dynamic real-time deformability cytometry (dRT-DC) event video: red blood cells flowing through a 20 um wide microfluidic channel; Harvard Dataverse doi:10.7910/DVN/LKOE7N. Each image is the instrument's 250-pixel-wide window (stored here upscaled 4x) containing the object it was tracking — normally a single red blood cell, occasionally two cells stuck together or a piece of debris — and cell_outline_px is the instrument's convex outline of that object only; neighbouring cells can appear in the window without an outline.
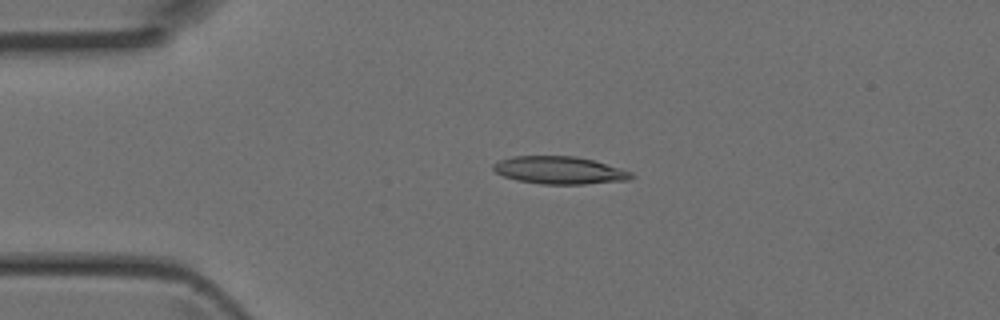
{"species": "Egyptian fruit bat (a non-hibernating species)", "species_latin": "Rousettus aegyptiacus", "temperature_condition": "room temperature", "stored_images_in_passage": 3, "camera_frame_rate_fps": 3000, "um_per_image_px": 0.085, "animal": {"sex": "female"}, "frame": {"image": 1, "passage_image": 2, "time_ms": 0.333, "image_size_px": [1000, 320], "cell_outline_px": [[632, 176], [628, 180], [584, 184], [540, 184], [516, 180], [504, 176], [496, 172], [492, 168], [492, 164], [500, 160], [512, 156], [576, 156], [592, 160], [620, 168], [632, 172]], "centroid_in_image_um": [47.52, 14.47], "position_along_channel_um": 37.5, "area_um2": 22.08}}